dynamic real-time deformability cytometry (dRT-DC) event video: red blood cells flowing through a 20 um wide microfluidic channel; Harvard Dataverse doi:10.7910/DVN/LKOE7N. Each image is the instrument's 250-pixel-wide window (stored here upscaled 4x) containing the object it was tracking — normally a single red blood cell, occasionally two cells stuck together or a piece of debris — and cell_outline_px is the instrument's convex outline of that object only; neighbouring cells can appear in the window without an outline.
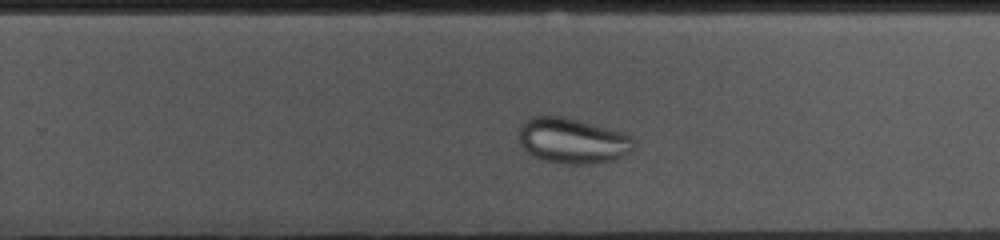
{"species": "common noctule bat (a hibernating species)", "species_latin": "Nyctalus noctula", "temperature_condition": "cold", "stored_images_in_passage": 39, "camera_frame_rate_fps": 3000, "um_per_image_px": 0.085, "animal": {"sex": "female", "body_mass_g": 10.0, "forearm_length_mm": 53.1}, "frame": {"image": 1, "passage_image": 28, "time_ms": 9.0, "image_size_px": [1000, 240], "cell_outline_px": [[636, 144], [632, 152], [612, 160], [596, 164], [564, 164], [544, 160], [532, 156], [520, 144], [520, 128], [532, 116], [564, 116], [620, 132], [632, 136]], "centroid_in_image_um": [48.7, 11.98], "position_along_channel_um": 281.1, "area_um2": 30.35}}